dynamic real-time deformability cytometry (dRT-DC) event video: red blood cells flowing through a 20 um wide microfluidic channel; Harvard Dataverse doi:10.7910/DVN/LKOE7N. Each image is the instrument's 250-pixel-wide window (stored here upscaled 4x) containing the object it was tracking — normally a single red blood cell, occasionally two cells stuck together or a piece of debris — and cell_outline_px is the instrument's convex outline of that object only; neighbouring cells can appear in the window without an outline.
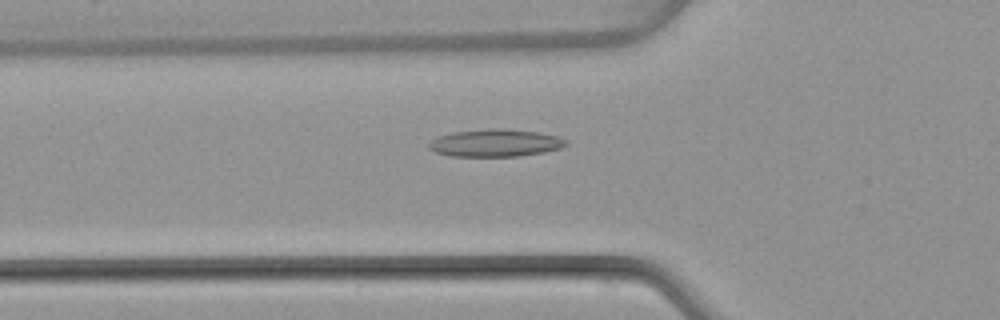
{"species": "common noctule bat (a hibernating species)", "species_latin": "Nyctalus noctula", "temperature_condition": "warm", "stored_images_in_passage": 48, "camera_frame_rate_fps": 3000, "um_per_image_px": 0.085, "animal": {"sex": "female", "body_mass_g": 22.7, "forearm_length_mm": 54.2}, "frame": {"image": 1, "passage_image": 15, "time_ms": 4.667, "image_size_px": [1000, 320], "cell_outline_px": [[568, 144], [560, 148], [544, 152], [520, 156], [448, 156], [436, 152], [428, 148], [428, 144], [436, 136], [452, 132], [492, 128], [504, 128], [540, 132], [556, 136], [568, 140]], "centroid_in_image_um": [42.1, 12.14], "position_along_channel_um": 83.7, "area_um2": 22.14}}
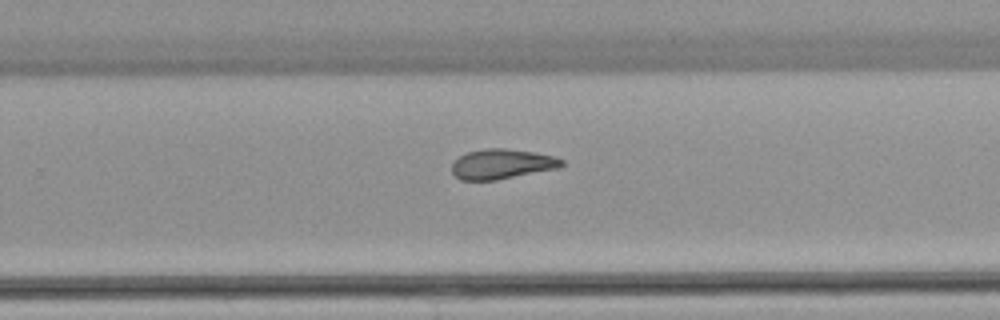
{"frame": {"image": 2, "passage_image": 30, "time_ms": 9.667, "image_size_px": [1000, 320], "cell_outline_px": [[564, 164], [556, 168], [496, 180], [460, 180], [452, 172], [452, 164], [460, 156], [468, 152], [484, 148], [504, 148], [536, 152], [556, 156], [564, 160]], "centroid_in_image_um": [42.67, 13.93], "position_along_channel_um": 287.1, "area_um2": 19.07}}
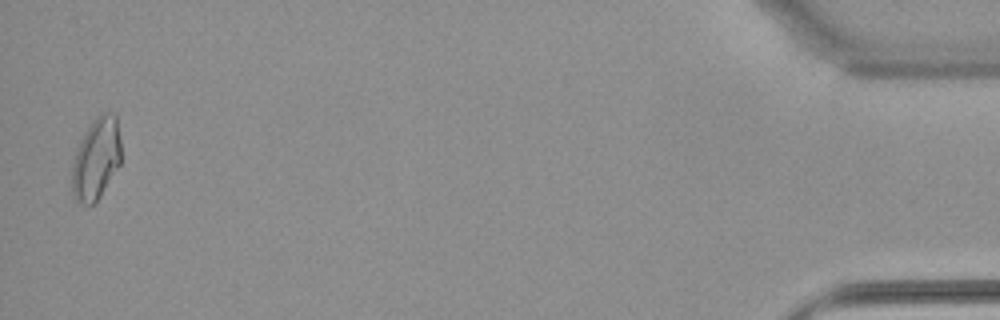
{"frame": {"image": 3, "passage_image": 47, "time_ms": 15.333, "image_size_px": [1000, 320], "cell_outline_px": [[120, 164], [96, 204], [84, 204], [76, 200], [72, 196], [72, 164], [76, 148], [80, 140], [92, 120], [100, 112], [112, 112], [116, 116], [120, 140]], "centroid_in_image_um": [8.16, 13.49], "position_along_channel_um": 427.0, "area_um2": 23.64}, "authors_computed_cell_mechanics": {"area_um2": 20.4323, "velocity_mm_per_s": 4.0663, "shape_relaxation_time_tau1_ms": null, "shape_relaxation_time_tau2_ms": 2.2766, "deformation_change_tau1": null, "deformation_change_tau2": 0.0931}}